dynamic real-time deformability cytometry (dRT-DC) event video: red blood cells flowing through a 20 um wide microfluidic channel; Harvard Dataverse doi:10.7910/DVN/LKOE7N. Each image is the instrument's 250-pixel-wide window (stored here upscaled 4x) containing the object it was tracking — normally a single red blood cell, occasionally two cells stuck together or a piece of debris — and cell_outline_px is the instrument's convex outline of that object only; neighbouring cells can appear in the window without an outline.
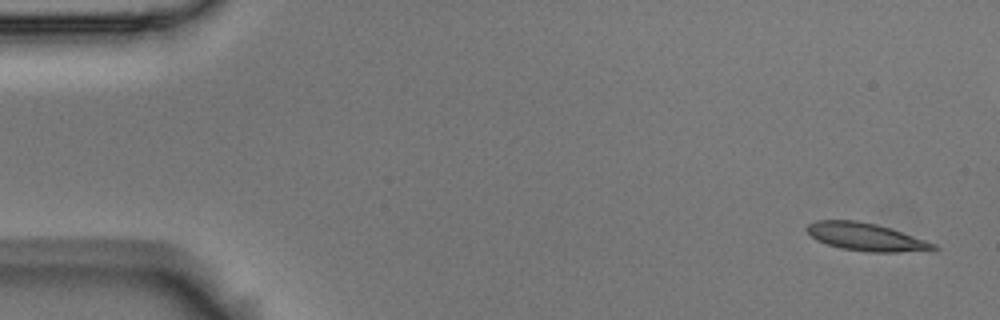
{"species": "Egyptian fruit bat (a non-hibernating species)", "species_latin": "Rousettus aegyptiacus", "temperature_condition": "room temperature", "stored_images_in_passage": 6, "camera_frame_rate_fps": 3000, "um_per_image_px": 0.085, "animal": {"sex": "male"}, "frame": {"image": 1, "passage_image": 1, "time_ms": 0.0, "image_size_px": [1000, 320], "cell_outline_px": [[940, 248], [932, 252], [868, 252], [840, 248], [816, 240], [804, 228], [808, 224], [816, 220], [856, 220], [876, 224], [892, 228], [936, 244]], "centroid_in_image_um": [73.68, 20.15], "position_along_channel_um": 11.3, "area_um2": 20.87}}